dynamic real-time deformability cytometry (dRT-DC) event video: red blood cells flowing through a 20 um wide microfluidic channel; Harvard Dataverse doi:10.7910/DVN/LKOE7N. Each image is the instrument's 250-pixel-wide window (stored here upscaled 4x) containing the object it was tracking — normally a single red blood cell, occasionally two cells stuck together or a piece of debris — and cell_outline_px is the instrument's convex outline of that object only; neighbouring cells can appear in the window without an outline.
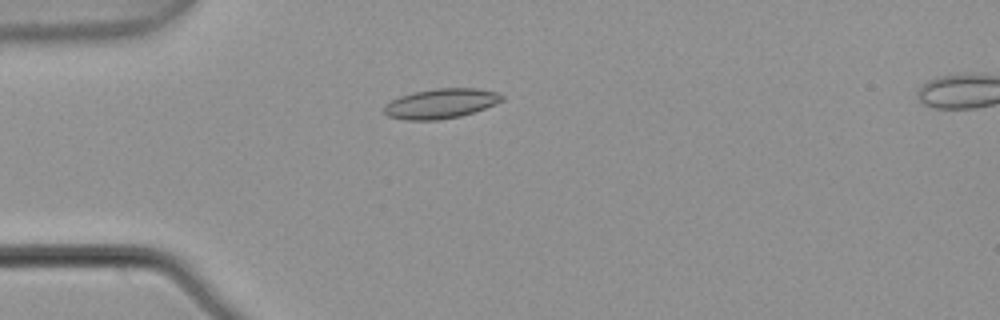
{"species": "common noctule bat (a hibernating species)", "species_latin": "Nyctalus noctula", "temperature_condition": "warm", "stored_images_in_passage": 5, "camera_frame_rate_fps": 3000, "um_per_image_px": 0.085, "animal": {"sex": "male", "body_mass_g": 21.5, "forearm_length_mm": 52.0}, "frame": {"image": 1, "passage_image": 4, "time_ms": 1.0, "image_size_px": [1000, 320], "cell_outline_px": [[504, 100], [496, 104], [460, 116], [436, 120], [404, 120], [388, 116], [384, 112], [384, 108], [392, 100], [400, 96], [416, 92], [436, 88], [476, 88], [496, 92], [504, 96]], "centroid_in_image_um": [37.5, 8.8], "position_along_channel_um": 47.5, "area_um2": 20.23}}